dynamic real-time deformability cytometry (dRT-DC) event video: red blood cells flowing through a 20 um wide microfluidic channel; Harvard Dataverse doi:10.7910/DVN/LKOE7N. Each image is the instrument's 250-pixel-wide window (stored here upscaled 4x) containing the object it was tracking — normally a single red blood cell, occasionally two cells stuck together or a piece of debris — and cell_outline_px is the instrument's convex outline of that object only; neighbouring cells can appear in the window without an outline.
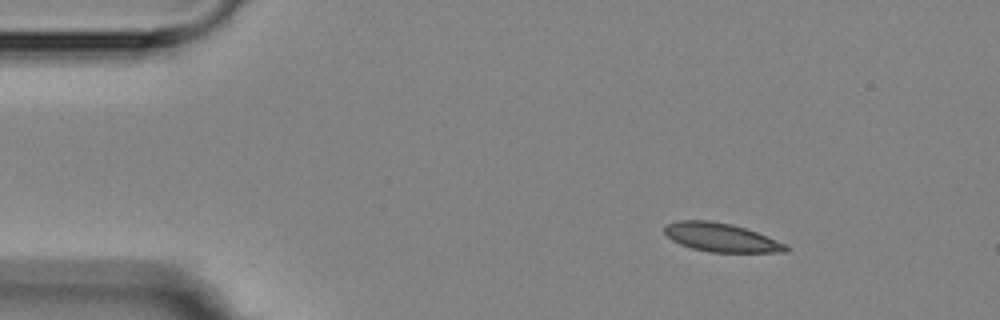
{"species": "Egyptian fruit bat (a non-hibernating species)", "species_latin": "Rousettus aegyptiacus", "temperature_condition": "room temperature", "stored_images_in_passage": 4, "camera_frame_rate_fps": 3000, "um_per_image_px": 0.085, "animal": {"sex": "female"}, "frame": {"image": 1, "passage_image": 1, "time_ms": 0.0, "image_size_px": [1000, 320], "cell_outline_px": [[788, 252], [708, 252], [692, 248], [680, 244], [672, 240], [664, 232], [664, 228], [668, 224], [676, 220], [708, 220], [732, 224], [768, 236], [784, 244], [788, 248]], "centroid_in_image_um": [61.26, 20.18], "position_along_channel_um": 23.7, "area_um2": 20.11}}
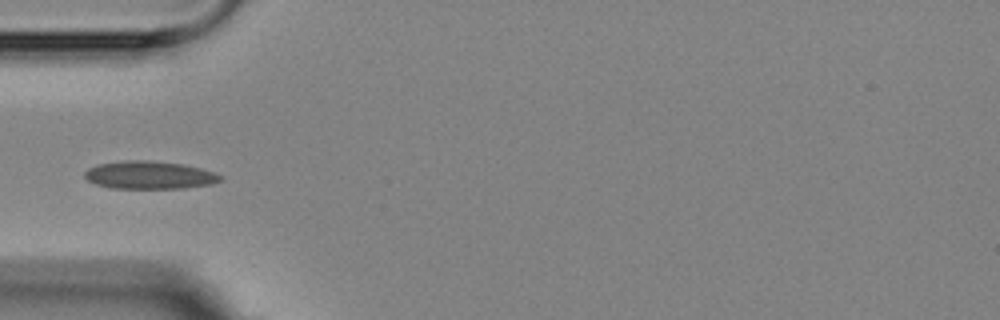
{"frame": {"image": 2, "passage_image": 4, "time_ms": 3.333, "image_size_px": [1000, 320], "cell_outline_px": [[224, 180], [212, 184], [184, 188], [108, 188], [96, 184], [88, 180], [84, 176], [84, 172], [88, 168], [100, 164], [124, 160], [148, 160], [184, 164], [216, 172]], "centroid_in_image_um": [12.72, 14.88], "position_along_channel_um": 72.3, "area_um2": 22.14}}